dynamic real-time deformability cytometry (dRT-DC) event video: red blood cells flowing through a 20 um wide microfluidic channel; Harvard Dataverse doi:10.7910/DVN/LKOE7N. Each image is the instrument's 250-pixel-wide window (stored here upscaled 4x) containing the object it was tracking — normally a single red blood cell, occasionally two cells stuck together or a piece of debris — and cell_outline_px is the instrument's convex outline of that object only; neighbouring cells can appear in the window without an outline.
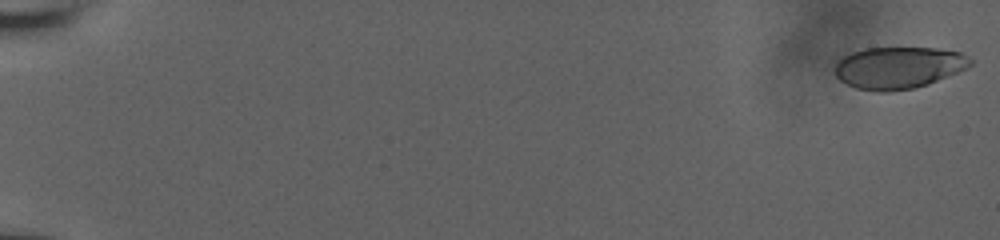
{"species": "human", "species_latin": "Homo sapiens", "temperature_condition": "room temperature", "stored_images_in_passage": 58, "camera_frame_rate_fps": 3000, "um_per_image_px": 0.085, "donor": {"sex": "male"}, "frame": {"image": 1, "passage_image": 1, "time_ms": 0.0, "image_size_px": [1000, 240], "cell_outline_px": [[972, 64], [968, 68], [928, 84], [912, 88], [888, 92], [876, 92], [856, 88], [840, 80], [836, 76], [836, 64], [844, 56], [852, 52], [864, 48], [936, 48], [960, 52], [972, 60]], "centroid_in_image_um": [76.39, 5.75], "position_along_channel_um": 8.6, "area_um2": 32.95}}
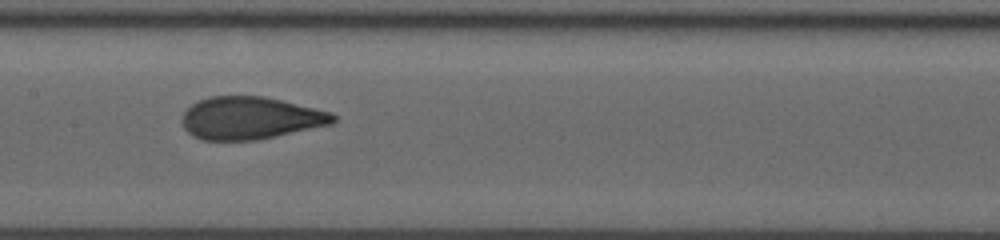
{"frame": {"image": 2, "passage_image": 32, "time_ms": 10.333, "image_size_px": [1000, 240], "cell_outline_px": [[336, 120], [332, 124], [276, 136], [256, 140], [200, 140], [192, 136], [184, 128], [180, 120], [184, 112], [192, 104], [208, 96], [264, 96], [332, 112], [336, 116]], "centroid_in_image_um": [21.26, 10.04], "position_along_channel_um": 186.1, "area_um2": 37.51}}
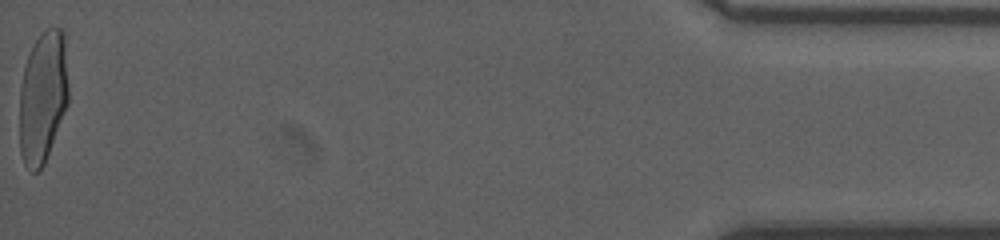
{"frame": {"image": 3, "passage_image": 58, "time_ms": 19.0, "image_size_px": [1000, 240], "cell_outline_px": [[68, 104], [44, 164], [36, 172], [32, 172], [24, 164], [20, 152], [20, 88], [24, 68], [28, 52], [32, 44], [48, 28], [60, 28], [64, 32], [68, 84]], "centroid_in_image_um": [3.64, 8.24], "position_along_channel_um": 431.6, "area_um2": 37.69}, "authors_computed_cell_mechanics": {"area_um2": 37.1943, "velocity_mm_per_s": 3.8318, "shape_relaxation_time_tau1_ms": 5.2854, "shape_relaxation_time_tau2_ms": null, "deformation_change_tau1": 0.2048, "deformation_change_tau2": null}}